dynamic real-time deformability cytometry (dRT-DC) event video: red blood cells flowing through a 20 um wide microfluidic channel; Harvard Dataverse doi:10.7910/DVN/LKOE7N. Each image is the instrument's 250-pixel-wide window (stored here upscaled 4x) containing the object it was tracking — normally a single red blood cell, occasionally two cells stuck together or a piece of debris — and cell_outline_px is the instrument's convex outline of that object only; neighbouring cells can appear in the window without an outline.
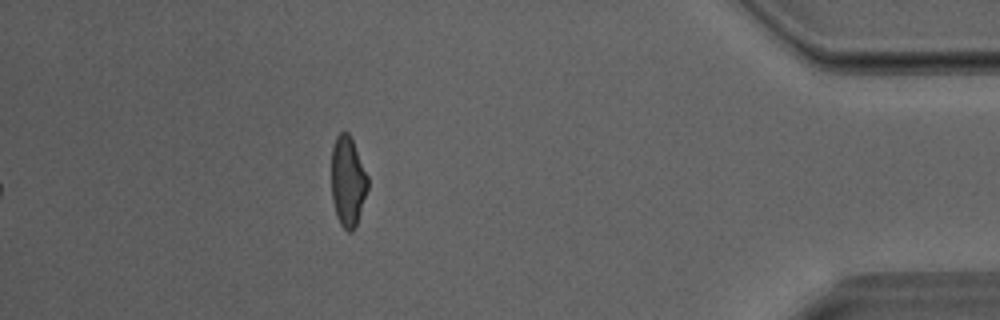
{"species": "Egyptian fruit bat (a non-hibernating species)", "species_latin": "Rousettus aegyptiacus", "temperature_condition": "room temperature", "stored_images_in_passage": 27, "camera_frame_rate_fps": 3000, "um_per_image_px": 0.085, "animal": {"sex": "male"}, "frame": {"image": 1, "passage_image": 27, "time_ms": 8.667, "image_size_px": [1000, 320], "cell_outline_px": [[368, 188], [356, 224], [352, 232], [348, 232], [340, 224], [336, 216], [332, 200], [332, 148], [336, 136], [344, 128], [348, 132], [352, 140], [368, 176]], "centroid_in_image_um": [29.55, 15.4], "position_along_channel_um": 405.6, "area_um2": 19.02}}